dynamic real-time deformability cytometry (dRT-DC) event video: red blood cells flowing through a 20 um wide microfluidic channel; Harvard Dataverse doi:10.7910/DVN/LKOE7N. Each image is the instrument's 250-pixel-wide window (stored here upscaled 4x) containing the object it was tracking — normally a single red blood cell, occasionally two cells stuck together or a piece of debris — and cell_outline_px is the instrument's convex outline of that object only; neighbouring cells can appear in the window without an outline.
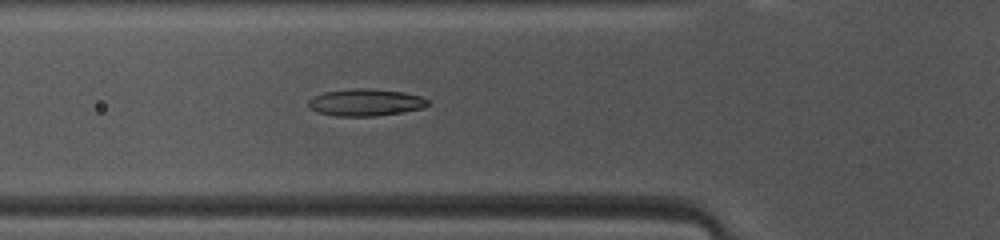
{"species": "common noctule bat (a hibernating species)", "species_latin": "Nyctalus noctula", "temperature_condition": "warm", "stored_images_in_passage": 47, "camera_frame_rate_fps": 3000, "um_per_image_px": 0.085, "animal": {"sex": "female", "body_mass_g": 10.0, "forearm_length_mm": 53.1}, "frame": {"image": 1, "passage_image": 15, "time_ms": 4.667, "image_size_px": [1000, 240], "cell_outline_px": [[432, 104], [424, 108], [404, 112], [376, 116], [336, 116], [316, 112], [308, 108], [308, 100], [312, 96], [324, 92], [356, 88], [368, 88], [404, 92], [420, 96], [428, 100]], "centroid_in_image_um": [31.07, 8.71], "position_along_channel_um": 94.7, "area_um2": 19.13}}
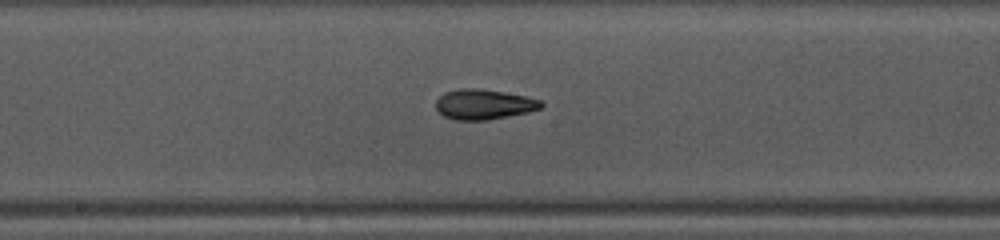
{"frame": {"image": 2, "passage_image": 23, "time_ms": 7.333, "image_size_px": [1000, 240], "cell_outline_px": [[544, 104], [540, 108], [528, 112], [488, 120], [456, 120], [444, 116], [436, 108], [436, 100], [444, 92], [460, 88], [476, 88], [504, 92], [528, 96], [540, 100]], "centroid_in_image_um": [41.12, 8.86], "position_along_channel_um": 207.1, "area_um2": 18.5}}
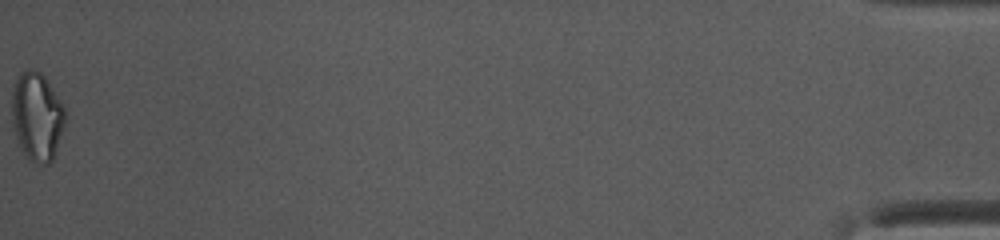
{"frame": {"image": 3, "passage_image": 47, "time_ms": 15.333, "image_size_px": [1000, 240], "cell_outline_px": [[64, 124], [52, 160], [48, 164], [36, 164], [20, 148], [12, 128], [12, 88], [20, 72], [28, 68], [36, 68], [48, 80], [64, 104]], "centroid_in_image_um": [3.12, 9.84], "position_along_channel_um": 432.1, "area_um2": 27.57}, "authors_computed_cell_mechanics": {"area_um2": 19.0162, "velocity_mm_per_s": 4.1741, "shape_relaxation_time_tau1_ms": 5.8313, "shape_relaxation_time_tau2_ms": 5.4908, "deformation_change_tau1": 0.1737, "deformation_change_tau2": 0.1599}}